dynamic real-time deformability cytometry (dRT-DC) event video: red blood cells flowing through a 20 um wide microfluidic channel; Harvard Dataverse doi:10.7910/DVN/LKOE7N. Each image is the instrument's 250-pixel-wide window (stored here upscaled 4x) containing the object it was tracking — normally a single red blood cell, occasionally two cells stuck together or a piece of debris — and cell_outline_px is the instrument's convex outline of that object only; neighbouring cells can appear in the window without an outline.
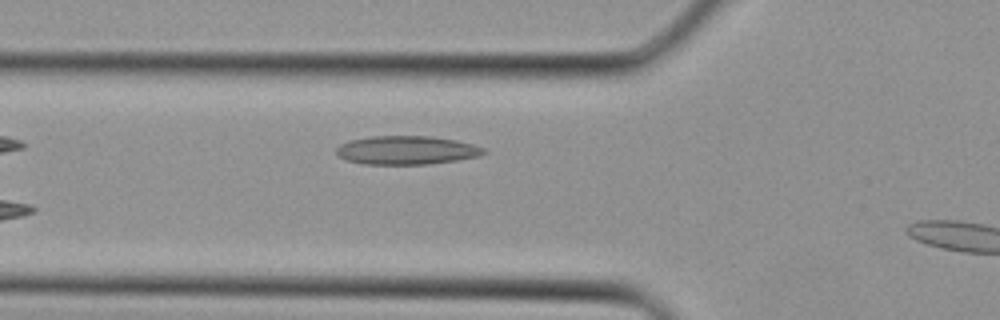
{"species": "Egyptian fruit bat (a non-hibernating species)", "species_latin": "Rousettus aegyptiacus", "temperature_condition": "cold", "stored_images_in_passage": 5, "camera_frame_rate_fps": 3000, "um_per_image_px": 0.085, "animal": {"sex": "female"}, "frame": {"image": 1, "passage_image": 4, "time_ms": 1.0, "image_size_px": [1000, 320], "cell_outline_px": [[488, 152], [480, 156], [456, 160], [428, 164], [364, 164], [348, 160], [340, 156], [336, 152], [336, 148], [340, 144], [348, 140], [372, 136], [428, 136], [456, 140], [472, 144], [484, 148]], "centroid_in_image_um": [34.57, 12.76], "position_along_channel_um": 91.2, "area_um2": 24.51}}